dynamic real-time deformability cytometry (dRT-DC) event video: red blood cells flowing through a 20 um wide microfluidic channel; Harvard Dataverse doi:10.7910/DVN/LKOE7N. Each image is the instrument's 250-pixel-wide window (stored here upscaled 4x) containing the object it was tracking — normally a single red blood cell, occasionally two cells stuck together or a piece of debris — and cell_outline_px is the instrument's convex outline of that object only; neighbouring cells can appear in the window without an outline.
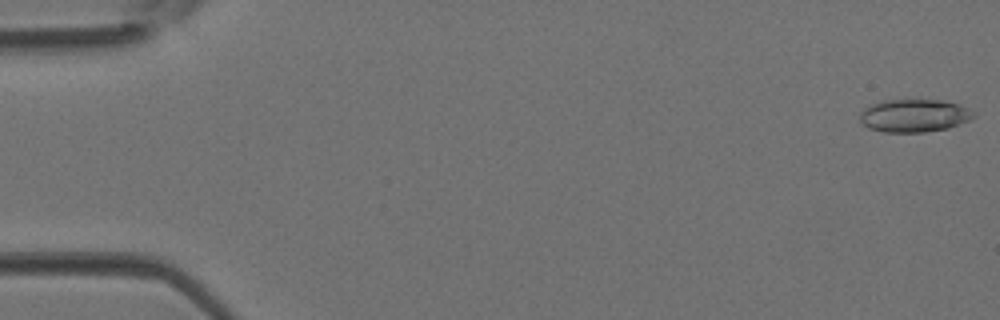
{"species": "Egyptian fruit bat (a non-hibernating species)", "species_latin": "Rousettus aegyptiacus", "temperature_condition": "room temperature", "stored_images_in_passage": 44, "camera_frame_rate_fps": 3000, "um_per_image_px": 0.085, "animal": {"sex": "female"}, "frame": {"image": 1, "passage_image": 1, "time_ms": 0.0, "image_size_px": [1000, 320], "cell_outline_px": [[976, 116], [968, 120], [948, 128], [924, 132], [884, 132], [868, 128], [860, 124], [860, 112], [864, 108], [872, 104], [884, 100], [944, 100], [960, 104], [968, 108]], "centroid_in_image_um": [77.67, 9.83], "position_along_channel_um": 7.3, "area_um2": 21.85}}
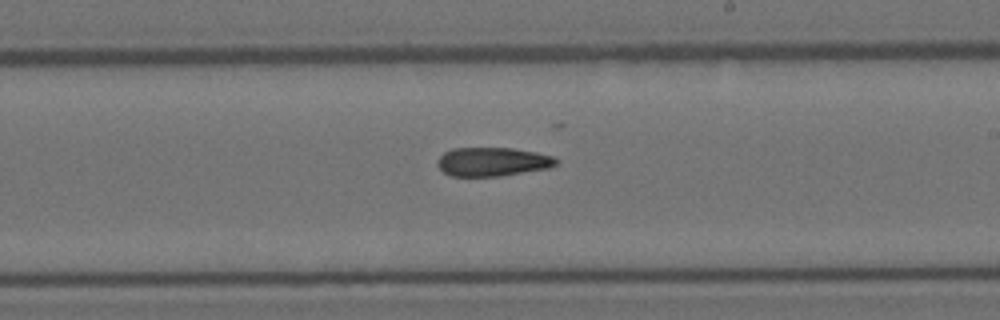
{"frame": {"image": 2, "passage_image": 26, "time_ms": 8.333, "image_size_px": [1000, 320], "cell_outline_px": [[560, 160], [556, 164], [548, 168], [500, 176], [452, 176], [444, 172], [436, 164], [436, 160], [444, 152], [452, 148], [512, 148], [536, 152], [552, 156]], "centroid_in_image_um": [41.85, 13.74], "position_along_channel_um": 247.2, "area_um2": 19.94}}
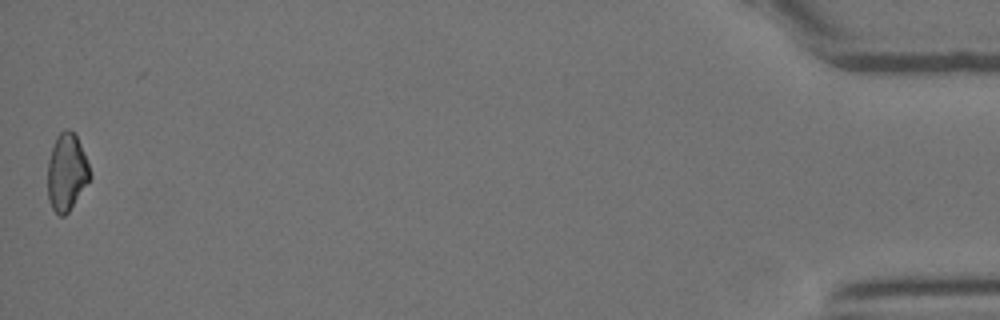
{"frame": {"image": 3, "passage_image": 44, "time_ms": 14.333, "image_size_px": [1000, 320], "cell_outline_px": [[92, 176], [68, 212], [64, 216], [60, 216], [52, 208], [48, 200], [48, 160], [56, 136], [64, 128], [68, 128], [76, 136], [80, 144], [88, 164]], "centroid_in_image_um": [5.66, 14.63], "position_along_channel_um": 429.5, "area_um2": 18.84}}